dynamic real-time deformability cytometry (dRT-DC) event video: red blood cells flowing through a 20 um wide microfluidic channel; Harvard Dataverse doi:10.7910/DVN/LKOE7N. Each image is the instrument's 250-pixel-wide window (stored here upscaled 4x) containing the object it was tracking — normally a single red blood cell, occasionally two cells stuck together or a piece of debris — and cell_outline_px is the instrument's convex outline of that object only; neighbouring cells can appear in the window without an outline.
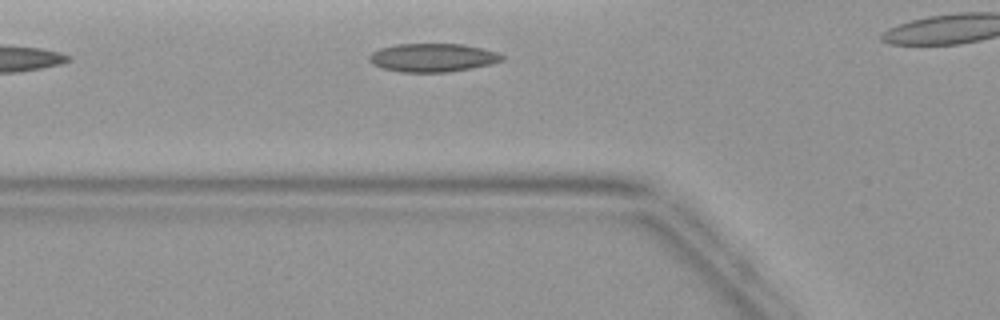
{"species": "common noctule bat (a hibernating species)", "species_latin": "Nyctalus noctula", "temperature_condition": "warm", "stored_images_in_passage": 3, "segment_of_instrument_passage": [1, 2], "camera_frame_rate_fps": 3000, "um_per_image_px": 0.085, "animal": {"sex": "female", "body_mass_g": 19.9}, "frame": {"image": 1, "passage_image": 2, "time_ms": 1.333, "image_size_px": [1000, 320], "cell_outline_px": [[504, 60], [492, 64], [472, 68], [444, 72], [400, 72], [380, 68], [372, 64], [368, 60], [368, 56], [372, 52], [380, 48], [396, 44], [464, 44], [484, 48], [496, 52], [504, 56]], "centroid_in_image_um": [36.76, 4.9], "position_along_channel_um": 89.0, "area_um2": 22.2}}